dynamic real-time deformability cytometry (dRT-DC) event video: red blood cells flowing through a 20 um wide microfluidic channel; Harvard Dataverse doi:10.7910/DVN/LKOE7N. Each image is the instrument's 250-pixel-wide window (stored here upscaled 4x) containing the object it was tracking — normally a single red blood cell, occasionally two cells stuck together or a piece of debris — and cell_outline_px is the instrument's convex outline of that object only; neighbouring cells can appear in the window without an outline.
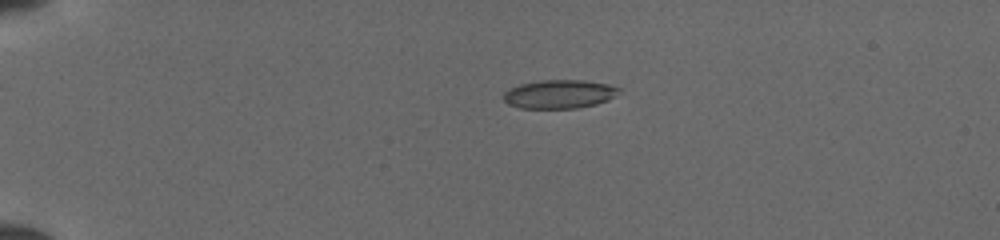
{"species": "common noctule bat (a hibernating species)", "species_latin": "Nyctalus noctula", "temperature_condition": "cold", "stored_images_in_passage": 44, "camera_frame_rate_fps": 3000, "um_per_image_px": 0.085, "animal": {"sex": "female", "body_mass_g": 19.5, "forearm_length_mm": 54.1}, "frame": {"image": 1, "passage_image": 6, "time_ms": 1.667, "image_size_px": [1000, 240], "cell_outline_px": [[620, 88], [608, 100], [596, 104], [576, 108], [520, 108], [508, 104], [504, 100], [504, 92], [520, 84], [540, 80], [584, 80], [608, 84]], "centroid_in_image_um": [47.51, 8.0], "position_along_channel_um": 37.5, "area_um2": 19.02}}
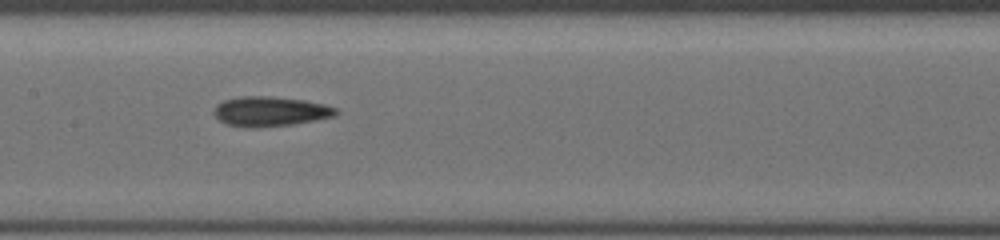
{"frame": {"image": 2, "passage_image": 21, "time_ms": 6.667, "image_size_px": [1000, 240], "cell_outline_px": [[340, 112], [336, 116], [316, 120], [292, 124], [256, 128], [244, 128], [228, 124], [220, 120], [212, 112], [216, 104], [224, 100], [240, 96], [272, 96], [304, 100], [324, 104], [336, 108]], "centroid_in_image_um": [22.97, 9.47], "position_along_channel_um": 184.4, "area_um2": 21.39}}
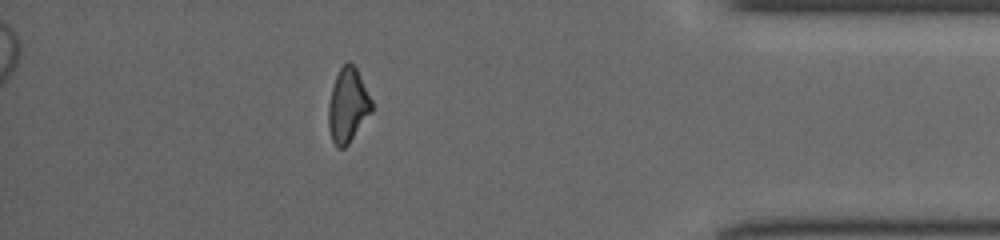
{"frame": {"image": 3, "passage_image": 39, "time_ms": 12.667, "image_size_px": [1000, 240], "cell_outline_px": [[372, 112], [348, 144], [344, 148], [336, 148], [332, 140], [328, 128], [328, 104], [332, 88], [336, 76], [340, 68], [348, 60], [356, 68], [372, 100]], "centroid_in_image_um": [29.56, 8.98], "position_along_channel_um": 405.6, "area_um2": 18.67}}